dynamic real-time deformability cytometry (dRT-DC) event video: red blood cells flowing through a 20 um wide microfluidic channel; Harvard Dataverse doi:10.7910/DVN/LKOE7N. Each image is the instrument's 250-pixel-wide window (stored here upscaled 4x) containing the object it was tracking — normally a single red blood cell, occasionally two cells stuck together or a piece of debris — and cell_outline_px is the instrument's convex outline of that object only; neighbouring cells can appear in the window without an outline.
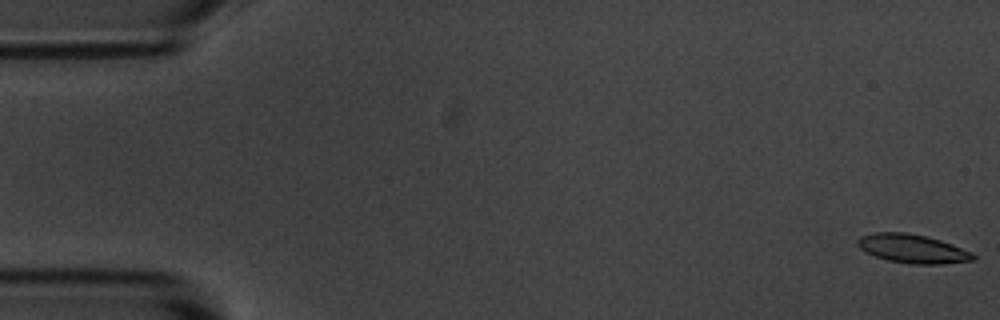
{"species": "common noctule bat (a hibernating species)", "species_latin": "Nyctalus noctula", "temperature_condition": "room temperature", "stored_images_in_passage": 5, "camera_frame_rate_fps": 3000, "um_per_image_px": 0.085, "animal": {"sex": "male", "body_mass_g": 20.1, "forearm_length_mm": 53.5}, "frame": {"image": 1, "passage_image": 1, "time_ms": 0.0, "image_size_px": [1000, 320], "cell_outline_px": [[976, 260], [940, 264], [912, 264], [888, 260], [876, 256], [860, 248], [856, 244], [856, 240], [860, 236], [872, 232], [908, 232], [940, 240], [952, 244], [972, 252], [976, 256]], "centroid_in_image_um": [77.57, 21.13], "position_along_channel_um": 7.4, "area_um2": 19.36}}
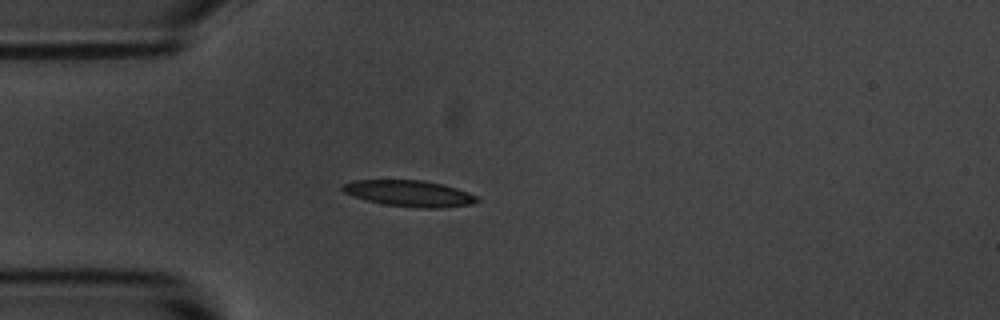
{"frame": {"image": 2, "passage_image": 5, "time_ms": 4.667, "image_size_px": [1000, 320], "cell_outline_px": [[480, 200], [472, 204], [440, 208], [420, 208], [384, 204], [368, 200], [344, 192], [340, 188], [340, 184], [352, 180], [424, 180], [456, 188], [468, 192], [476, 196]], "centroid_in_image_um": [34.78, 16.43], "position_along_channel_um": 50.2, "area_um2": 20.4}}